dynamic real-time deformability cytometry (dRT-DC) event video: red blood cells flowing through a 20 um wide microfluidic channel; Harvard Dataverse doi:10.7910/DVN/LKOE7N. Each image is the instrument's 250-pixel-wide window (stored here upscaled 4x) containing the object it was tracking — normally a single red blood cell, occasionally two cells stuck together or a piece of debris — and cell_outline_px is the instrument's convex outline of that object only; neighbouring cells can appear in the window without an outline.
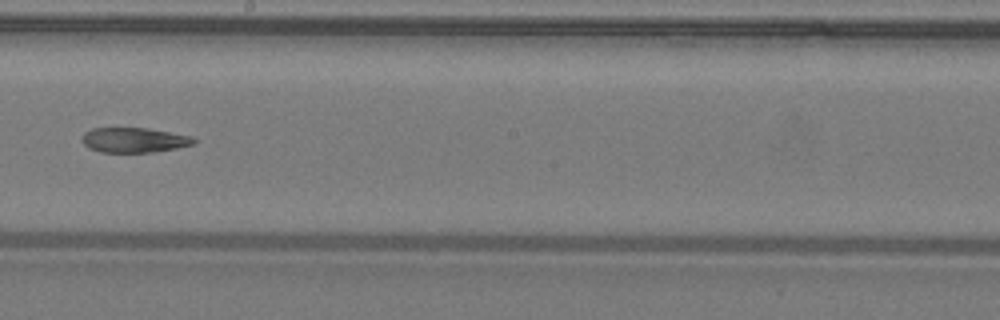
{"species": "common noctule bat (a hibernating species)", "species_latin": "Nyctalus noctula", "temperature_condition": "warm", "stored_images_in_passage": 32, "camera_frame_rate_fps": 3000, "um_per_image_px": 0.085, "animal": {"sex": "male", "body_mass_g": 19.2, "forearm_length_mm": 51.8}, "frame": {"image": 1, "passage_image": 14, "time_ms": 4.333, "image_size_px": [1000, 320], "cell_outline_px": [[196, 144], [176, 148], [152, 152], [100, 152], [88, 148], [84, 144], [84, 132], [92, 128], [148, 128], [192, 136], [196, 140]], "centroid_in_image_um": [11.43, 11.9], "position_along_channel_um": 236.8, "area_um2": 16.18}}
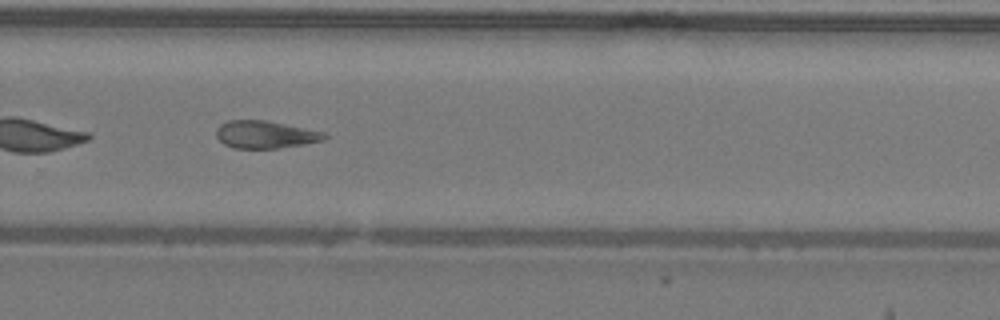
{"frame": {"image": 2, "passage_image": 19, "time_ms": 6.0, "image_size_px": [1000, 320], "cell_outline_px": [[328, 136], [324, 140], [304, 144], [280, 148], [232, 148], [224, 144], [216, 136], [216, 128], [220, 124], [228, 120], [264, 120], [324, 132]], "centroid_in_image_um": [22.52, 11.44], "position_along_channel_um": 307.3, "area_um2": 17.28}}